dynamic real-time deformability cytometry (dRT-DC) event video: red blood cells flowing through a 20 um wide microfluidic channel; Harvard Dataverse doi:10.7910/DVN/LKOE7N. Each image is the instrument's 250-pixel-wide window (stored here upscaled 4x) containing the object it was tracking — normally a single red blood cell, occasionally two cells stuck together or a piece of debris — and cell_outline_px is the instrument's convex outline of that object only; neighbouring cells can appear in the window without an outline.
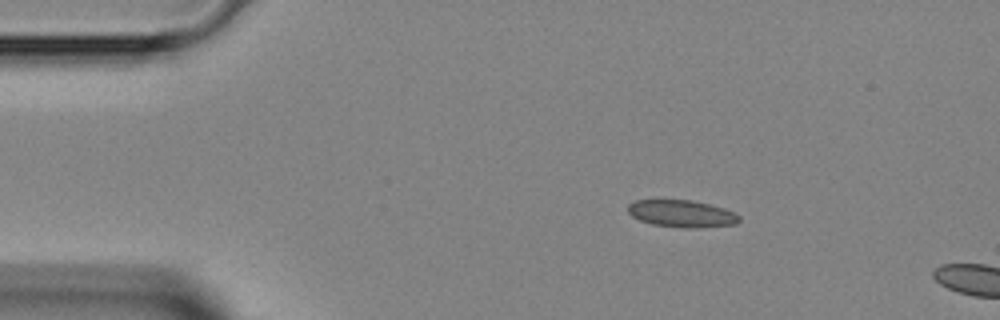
{"species": "Egyptian fruit bat (a non-hibernating species)", "species_latin": "Rousettus aegyptiacus", "temperature_condition": "room temperature", "stored_images_in_passage": 9, "camera_frame_rate_fps": 3000, "um_per_image_px": 0.085, "animal": {"sex": "female"}, "frame": {"image": 1, "passage_image": 6, "time_ms": 1.667, "image_size_px": [1000, 320], "cell_outline_px": [[740, 220], [736, 224], [692, 228], [684, 228], [652, 224], [640, 220], [632, 216], [628, 212], [628, 204], [636, 200], [692, 200], [724, 208], [740, 216]], "centroid_in_image_um": [57.93, 18.16], "position_along_channel_um": 27.1, "area_um2": 17.46}}